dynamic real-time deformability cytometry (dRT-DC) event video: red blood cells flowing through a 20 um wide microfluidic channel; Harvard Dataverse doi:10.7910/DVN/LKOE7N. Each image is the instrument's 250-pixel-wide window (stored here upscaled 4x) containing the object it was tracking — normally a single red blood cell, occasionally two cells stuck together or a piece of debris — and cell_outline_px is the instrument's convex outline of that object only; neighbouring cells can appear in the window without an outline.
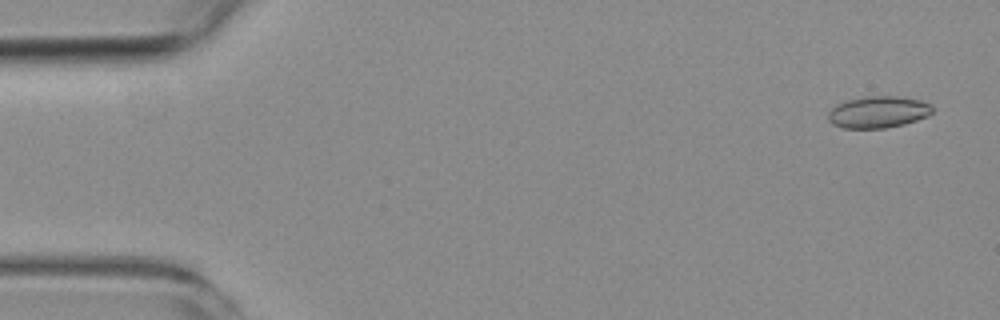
{"species": "common noctule bat (a hibernating species)", "species_latin": "Nyctalus noctula", "temperature_condition": "room temperature", "stored_images_in_passage": 5, "camera_frame_rate_fps": 3000, "um_per_image_px": 0.085, "animal": {"sex": "female", "body_mass_g": 19.3, "forearm_length_mm": 54.1}, "frame": {"image": 1, "passage_image": 1, "time_ms": 0.0, "image_size_px": [1000, 320], "cell_outline_px": [[932, 112], [928, 116], [904, 124], [884, 128], [844, 128], [832, 124], [828, 120], [828, 112], [836, 104], [848, 100], [868, 96], [896, 96], [920, 100], [928, 104], [932, 108]], "centroid_in_image_um": [74.62, 9.53], "position_along_channel_um": 10.4, "area_um2": 19.13}}
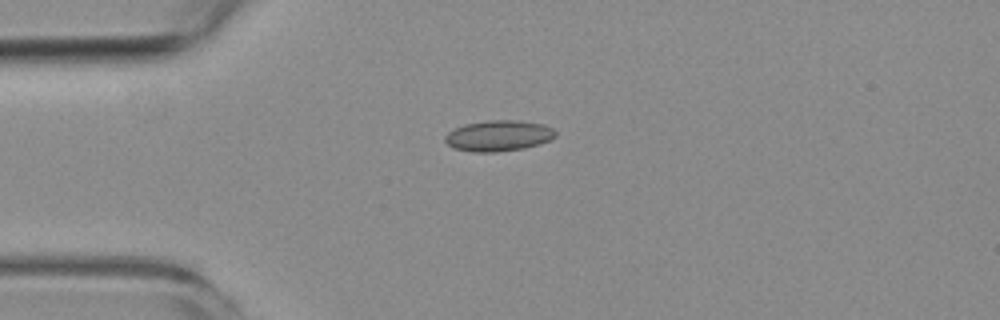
{"frame": {"image": 2, "passage_image": 4, "time_ms": 3.667, "image_size_px": [1000, 320], "cell_outline_px": [[556, 136], [540, 144], [524, 148], [496, 152], [472, 152], [452, 148], [444, 140], [444, 136], [448, 132], [464, 124], [488, 120], [516, 120], [544, 124], [552, 128], [556, 132]], "centroid_in_image_um": [42.36, 11.54], "position_along_channel_um": 42.6, "area_um2": 19.94}}